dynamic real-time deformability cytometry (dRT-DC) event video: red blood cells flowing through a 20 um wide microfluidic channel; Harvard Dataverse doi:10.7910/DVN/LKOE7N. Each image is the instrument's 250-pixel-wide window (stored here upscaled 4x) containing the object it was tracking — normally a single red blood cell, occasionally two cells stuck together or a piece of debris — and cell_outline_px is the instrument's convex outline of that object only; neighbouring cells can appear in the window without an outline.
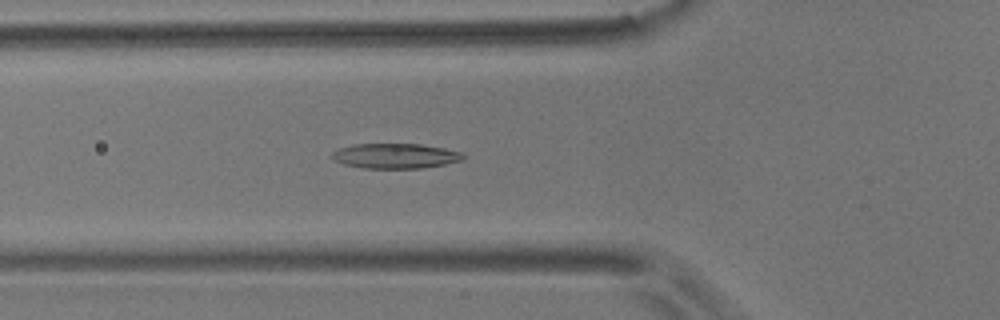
{"species": "common noctule bat (a hibernating species)", "species_latin": "Nyctalus noctula", "temperature_condition": "room temperature", "stored_images_in_passage": 55, "camera_frame_rate_fps": 3000, "um_per_image_px": 0.085, "animal": {"sex": "male", "body_mass_g": 17.9}, "frame": {"image": 1, "passage_image": 19, "time_ms": 6.0, "image_size_px": [1000, 320], "cell_outline_px": [[464, 160], [444, 164], [420, 168], [364, 168], [344, 164], [332, 160], [328, 156], [332, 152], [340, 148], [352, 144], [420, 144], [444, 148], [460, 152], [464, 156]], "centroid_in_image_um": [33.55, 13.25], "position_along_channel_um": 92.3, "area_um2": 19.13}}
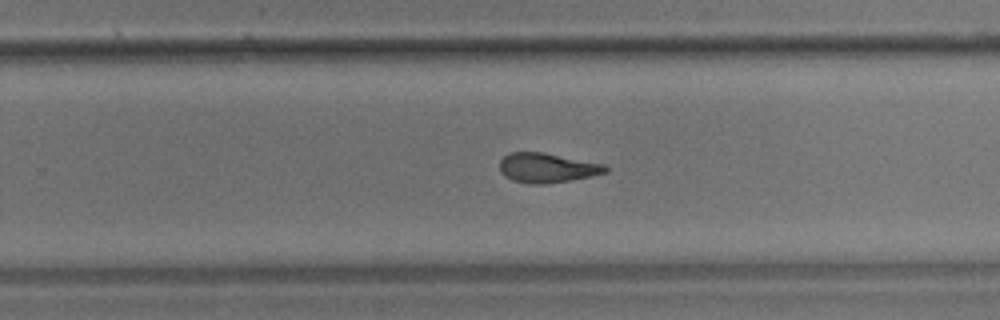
{"frame": {"image": 2, "passage_image": 35, "time_ms": 11.333, "image_size_px": [1000, 320], "cell_outline_px": [[608, 172], [592, 176], [544, 184], [532, 184], [512, 180], [504, 176], [500, 172], [500, 160], [508, 152], [544, 152], [604, 164], [608, 168]], "centroid_in_image_um": [46.48, 14.26], "position_along_channel_um": 283.3, "area_um2": 18.26}}
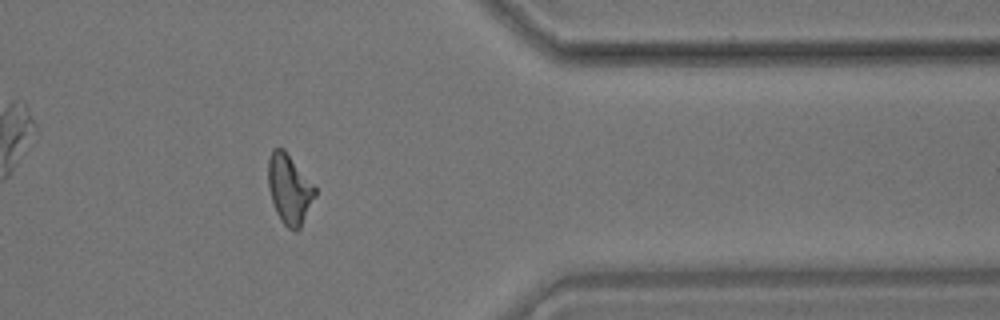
{"frame": {"image": 3, "passage_image": 45, "time_ms": 14.667, "image_size_px": [1000, 320], "cell_outline_px": [[316, 196], [300, 228], [288, 228], [280, 220], [276, 212], [268, 188], [268, 160], [272, 148], [284, 148], [316, 188]], "centroid_in_image_um": [24.59, 16.04], "position_along_channel_um": 386.8, "area_um2": 18.9}, "authors_computed_cell_mechanics": {"area_um2": 18.9584, "velocity_mm_per_s": 3.5745, "shape_relaxation_time_tau1_ms": 6.519, "shape_relaxation_time_tau2_ms": 2.5184, "deformation_change_tau1": 0.1844, "deformation_change_tau2": 0.1082}}